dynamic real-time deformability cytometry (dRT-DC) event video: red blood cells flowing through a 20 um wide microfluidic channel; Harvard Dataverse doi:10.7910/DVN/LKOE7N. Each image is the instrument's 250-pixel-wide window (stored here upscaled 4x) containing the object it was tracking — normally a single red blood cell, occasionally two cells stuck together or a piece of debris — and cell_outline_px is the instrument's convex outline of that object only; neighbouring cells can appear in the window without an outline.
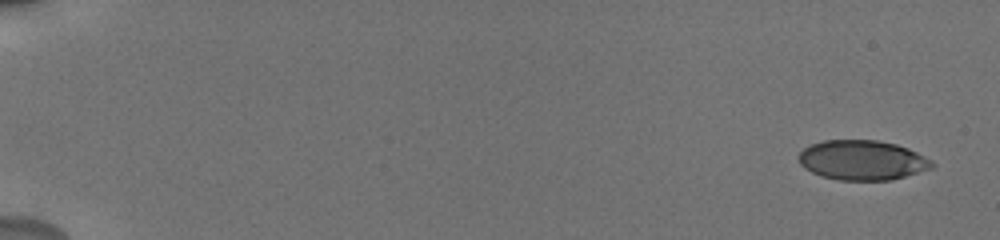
{"species": "human", "species_latin": "Homo sapiens", "temperature_condition": "cold", "stored_images_in_passage": 7, "camera_frame_rate_fps": 3000, "um_per_image_px": 0.085, "donor": {"sex": "male"}, "frame": {"image": 1, "passage_image": 1, "time_ms": 0.0, "image_size_px": [1000, 240], "cell_outline_px": [[936, 164], [932, 168], [892, 180], [840, 180], [820, 176], [804, 168], [800, 164], [796, 156], [804, 148], [812, 144], [824, 140], [876, 140], [896, 144], [908, 148], [932, 160]], "centroid_in_image_um": [73.28, 13.61], "position_along_channel_um": 11.7, "area_um2": 31.04}}
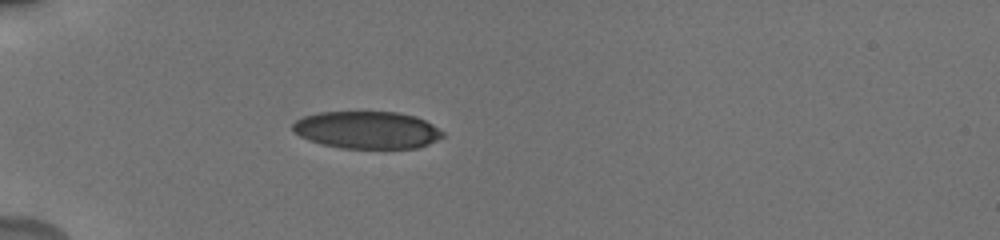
{"frame": {"image": 2, "passage_image": 7, "time_ms": 5.333, "image_size_px": [1000, 240], "cell_outline_px": [[444, 136], [420, 148], [340, 148], [320, 144], [308, 140], [292, 132], [292, 124], [296, 120], [304, 116], [320, 112], [396, 112], [416, 116], [432, 124], [444, 132]], "centroid_in_image_um": [31.18, 11.05], "position_along_channel_um": 53.8, "area_um2": 32.83}}